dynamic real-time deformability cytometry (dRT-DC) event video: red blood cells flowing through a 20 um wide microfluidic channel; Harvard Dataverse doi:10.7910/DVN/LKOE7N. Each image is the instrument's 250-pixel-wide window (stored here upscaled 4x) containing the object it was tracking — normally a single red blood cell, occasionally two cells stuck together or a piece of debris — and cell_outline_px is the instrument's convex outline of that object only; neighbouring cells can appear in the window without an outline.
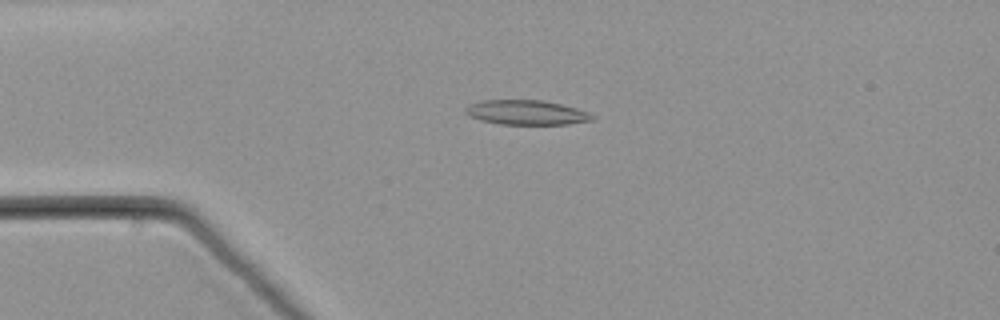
{"species": "common noctule bat (a hibernating species)", "species_latin": "Nyctalus noctula", "temperature_condition": "warm", "stored_images_in_passage": 54, "camera_frame_rate_fps": 3000, "um_per_image_px": 0.085, "animal": {"sex": "male", "body_mass_g": 21.5, "forearm_length_mm": 52.0}, "frame": {"image": 1, "passage_image": 13, "time_ms": 4.0, "image_size_px": [1000, 320], "cell_outline_px": [[596, 116], [592, 120], [568, 124], [500, 124], [480, 120], [468, 116], [464, 112], [464, 108], [480, 100], [544, 100], [576, 108], [588, 112]], "centroid_in_image_um": [44.72, 9.56], "position_along_channel_um": 40.3, "area_um2": 18.21}}
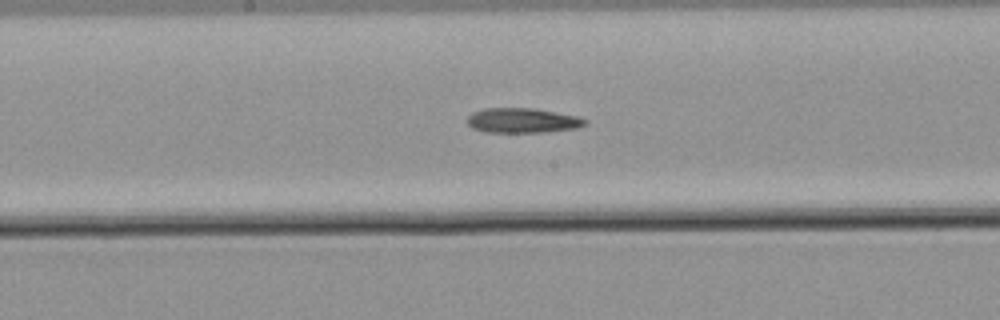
{"frame": {"image": 2, "passage_image": 28, "time_ms": 9.0, "image_size_px": [1000, 320], "cell_outline_px": [[588, 120], [584, 124], [576, 128], [544, 132], [484, 132], [472, 128], [468, 124], [468, 116], [472, 112], [484, 108], [532, 108], [576, 116]], "centroid_in_image_um": [44.36, 10.24], "position_along_channel_um": 203.8, "area_um2": 16.88}}
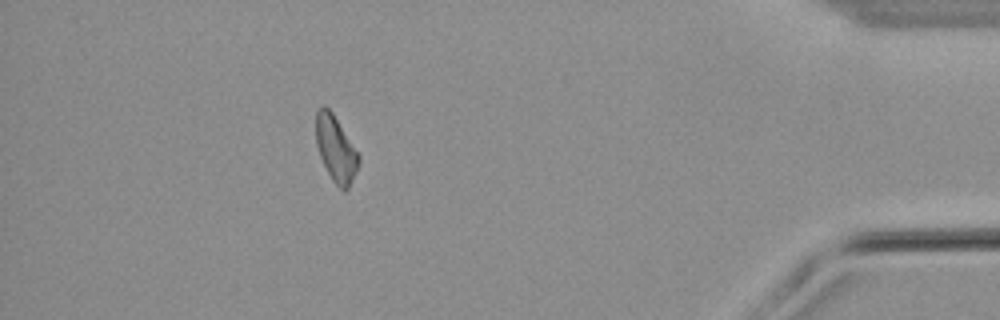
{"frame": {"image": 3, "passage_image": 48, "time_ms": 15.667, "image_size_px": [1000, 320], "cell_outline_px": [[360, 160], [356, 172], [348, 188], [344, 192], [332, 180], [320, 156], [316, 144], [316, 112], [324, 104], [332, 112], [360, 156]], "centroid_in_image_um": [28.54, 12.66], "position_along_channel_um": 406.7, "area_um2": 16.13}}